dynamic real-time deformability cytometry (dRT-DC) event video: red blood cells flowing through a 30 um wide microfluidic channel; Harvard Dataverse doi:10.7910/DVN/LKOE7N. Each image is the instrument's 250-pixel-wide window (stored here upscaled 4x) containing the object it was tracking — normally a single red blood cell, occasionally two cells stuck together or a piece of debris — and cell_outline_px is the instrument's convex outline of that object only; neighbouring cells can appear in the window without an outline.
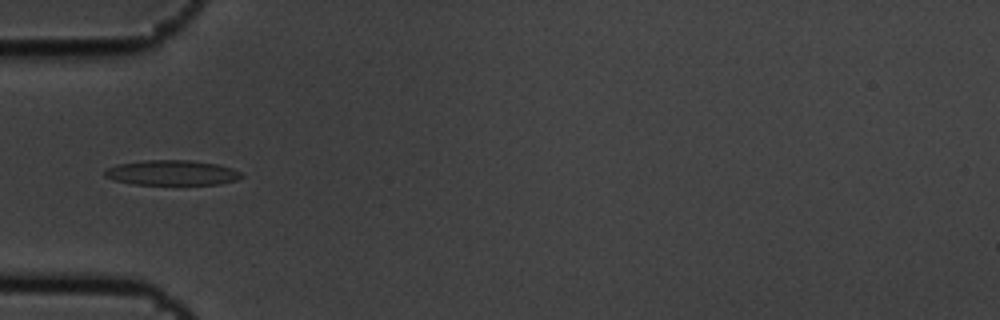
{"species": "common noctule bat (a hibernating species)", "species_latin": "Nyctalus noctula", "temperature_condition": "cold", "stored_images_in_passage": 7, "camera_frame_rate_fps": 3000, "um_per_image_px": 0.085, "animal": {"sex": "male", "body_mass_g": 19.5, "forearm_length_mm": 54.6}, "frame": {"image": 1, "passage_image": 5, "time_ms": 1.333, "image_size_px": [1000, 320], "cell_outline_px": [[244, 176], [236, 180], [220, 184], [132, 184], [112, 180], [104, 176], [104, 172], [108, 168], [116, 164], [144, 160], [188, 160], [220, 164], [232, 168], [240, 172]], "centroid_in_image_um": [14.61, 14.68], "position_along_channel_um": 70.4, "area_um2": 20.06}}
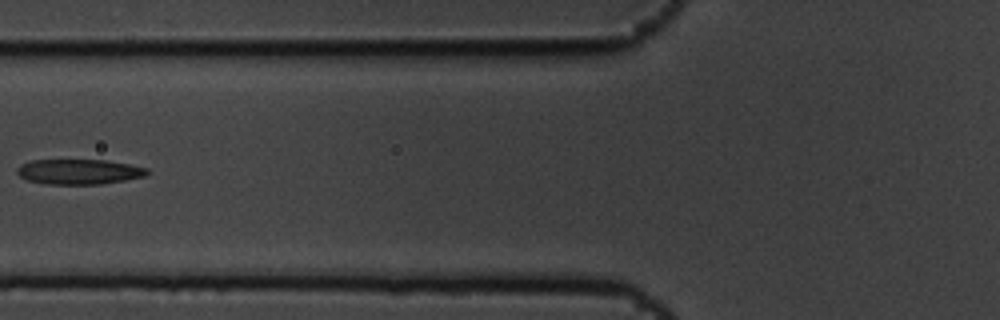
{"frame": {"image": 2, "passage_image": 6, "time_ms": 1.667, "image_size_px": [1000, 320], "cell_outline_px": [[148, 172], [144, 176], [124, 180], [100, 184], [44, 184], [28, 180], [20, 176], [16, 172], [16, 168], [20, 164], [28, 160], [108, 160], [148, 168]], "centroid_in_image_um": [6.66, 14.59], "position_along_channel_um": 119.1, "area_um2": 19.07}}
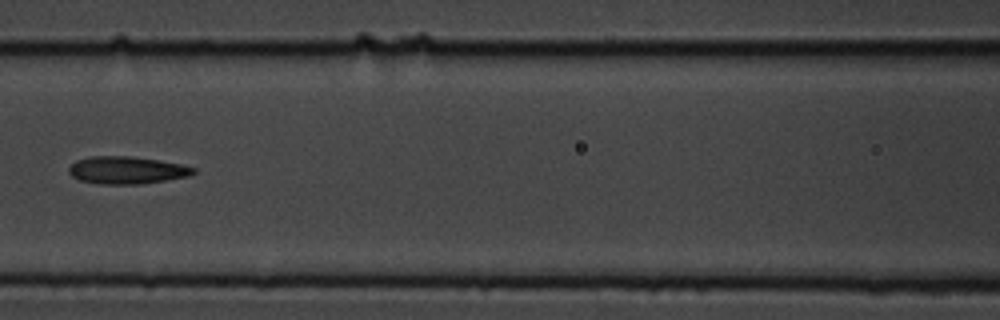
{"frame": {"image": 3, "passage_image": 7, "time_ms": 2.0, "image_size_px": [1000, 320], "cell_outline_px": [[196, 172], [192, 176], [168, 180], [140, 184], [100, 184], [80, 180], [72, 176], [68, 172], [68, 168], [76, 160], [92, 156], [128, 156], [156, 160], [180, 164], [196, 168]], "centroid_in_image_um": [10.79, 14.47], "position_along_channel_um": 155.8, "area_um2": 19.94}}